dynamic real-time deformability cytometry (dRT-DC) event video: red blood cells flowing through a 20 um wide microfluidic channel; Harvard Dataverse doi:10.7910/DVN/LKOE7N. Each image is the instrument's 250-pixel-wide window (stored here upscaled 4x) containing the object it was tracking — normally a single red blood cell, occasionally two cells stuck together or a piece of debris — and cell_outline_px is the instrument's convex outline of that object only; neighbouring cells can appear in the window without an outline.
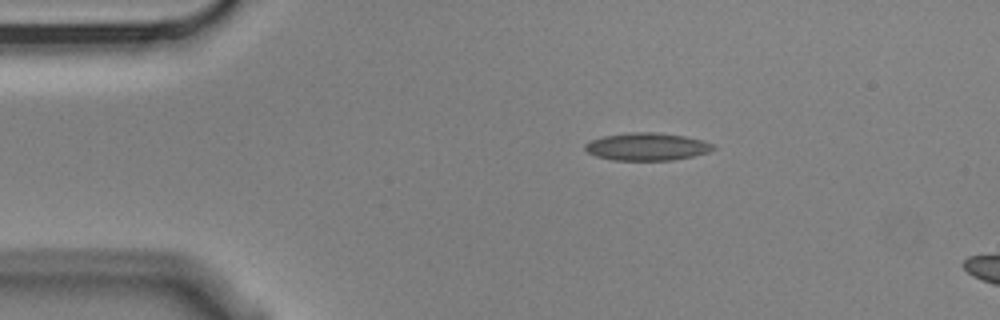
{"species": "Egyptian fruit bat (a non-hibernating species)", "species_latin": "Rousettus aegyptiacus", "temperature_condition": "cold", "stored_images_in_passage": 3, "camera_frame_rate_fps": 3000, "um_per_image_px": 0.085, "animal": {"sex": "male"}, "frame": {"image": 1, "passage_image": 1, "time_ms": 0.0, "image_size_px": [1000, 320], "cell_outline_px": [[716, 148], [708, 152], [692, 156], [672, 160], [612, 160], [596, 156], [588, 152], [584, 148], [584, 144], [592, 140], [604, 136], [628, 132], [656, 132], [684, 136], [704, 140], [716, 144]], "centroid_in_image_um": [55.02, 12.46], "position_along_channel_um": 30.0, "area_um2": 20.69}}